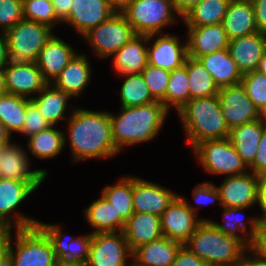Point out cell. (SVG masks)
<instances>
[{"instance_id": "17", "label": "cell", "mask_w": 266, "mask_h": 266, "mask_svg": "<svg viewBox=\"0 0 266 266\" xmlns=\"http://www.w3.org/2000/svg\"><path fill=\"white\" fill-rule=\"evenodd\" d=\"M218 98L228 128L260 119L259 109L249 99L242 83L219 88Z\"/></svg>"}, {"instance_id": "41", "label": "cell", "mask_w": 266, "mask_h": 266, "mask_svg": "<svg viewBox=\"0 0 266 266\" xmlns=\"http://www.w3.org/2000/svg\"><path fill=\"white\" fill-rule=\"evenodd\" d=\"M23 18L55 30L61 23L56 19L51 0H22Z\"/></svg>"}, {"instance_id": "57", "label": "cell", "mask_w": 266, "mask_h": 266, "mask_svg": "<svg viewBox=\"0 0 266 266\" xmlns=\"http://www.w3.org/2000/svg\"><path fill=\"white\" fill-rule=\"evenodd\" d=\"M8 49L5 32L0 31V67H4L5 54Z\"/></svg>"}, {"instance_id": "59", "label": "cell", "mask_w": 266, "mask_h": 266, "mask_svg": "<svg viewBox=\"0 0 266 266\" xmlns=\"http://www.w3.org/2000/svg\"><path fill=\"white\" fill-rule=\"evenodd\" d=\"M256 70L266 76V51L260 59Z\"/></svg>"}, {"instance_id": "39", "label": "cell", "mask_w": 266, "mask_h": 266, "mask_svg": "<svg viewBox=\"0 0 266 266\" xmlns=\"http://www.w3.org/2000/svg\"><path fill=\"white\" fill-rule=\"evenodd\" d=\"M190 100L187 67L183 66L170 71L163 105L171 112L180 110Z\"/></svg>"}, {"instance_id": "7", "label": "cell", "mask_w": 266, "mask_h": 266, "mask_svg": "<svg viewBox=\"0 0 266 266\" xmlns=\"http://www.w3.org/2000/svg\"><path fill=\"white\" fill-rule=\"evenodd\" d=\"M122 14L140 35L168 33L166 28L182 22L172 0H133Z\"/></svg>"}, {"instance_id": "47", "label": "cell", "mask_w": 266, "mask_h": 266, "mask_svg": "<svg viewBox=\"0 0 266 266\" xmlns=\"http://www.w3.org/2000/svg\"><path fill=\"white\" fill-rule=\"evenodd\" d=\"M248 168L258 176L266 174V126L264 127L254 162Z\"/></svg>"}, {"instance_id": "40", "label": "cell", "mask_w": 266, "mask_h": 266, "mask_svg": "<svg viewBox=\"0 0 266 266\" xmlns=\"http://www.w3.org/2000/svg\"><path fill=\"white\" fill-rule=\"evenodd\" d=\"M190 88V100L210 97L218 94L219 88L211 74L196 59L187 58L185 61Z\"/></svg>"}, {"instance_id": "37", "label": "cell", "mask_w": 266, "mask_h": 266, "mask_svg": "<svg viewBox=\"0 0 266 266\" xmlns=\"http://www.w3.org/2000/svg\"><path fill=\"white\" fill-rule=\"evenodd\" d=\"M115 184H106L101 189V195L112 204L116 216L127 221L134 213L132 197V175L125 174L116 180Z\"/></svg>"}, {"instance_id": "23", "label": "cell", "mask_w": 266, "mask_h": 266, "mask_svg": "<svg viewBox=\"0 0 266 266\" xmlns=\"http://www.w3.org/2000/svg\"><path fill=\"white\" fill-rule=\"evenodd\" d=\"M78 52L73 45L54 34L41 49L35 61L43 79L47 83H52Z\"/></svg>"}, {"instance_id": "49", "label": "cell", "mask_w": 266, "mask_h": 266, "mask_svg": "<svg viewBox=\"0 0 266 266\" xmlns=\"http://www.w3.org/2000/svg\"><path fill=\"white\" fill-rule=\"evenodd\" d=\"M13 228L0 225V266H8Z\"/></svg>"}, {"instance_id": "15", "label": "cell", "mask_w": 266, "mask_h": 266, "mask_svg": "<svg viewBox=\"0 0 266 266\" xmlns=\"http://www.w3.org/2000/svg\"><path fill=\"white\" fill-rule=\"evenodd\" d=\"M210 219L199 217L178 195L160 216L161 231L163 236L184 244L203 221Z\"/></svg>"}, {"instance_id": "58", "label": "cell", "mask_w": 266, "mask_h": 266, "mask_svg": "<svg viewBox=\"0 0 266 266\" xmlns=\"http://www.w3.org/2000/svg\"><path fill=\"white\" fill-rule=\"evenodd\" d=\"M13 137L6 131L4 124L0 121V148L8 145Z\"/></svg>"}, {"instance_id": "42", "label": "cell", "mask_w": 266, "mask_h": 266, "mask_svg": "<svg viewBox=\"0 0 266 266\" xmlns=\"http://www.w3.org/2000/svg\"><path fill=\"white\" fill-rule=\"evenodd\" d=\"M179 195L184 199L188 207L198 216L200 214V208L204 206L217 204L219 208L222 207L219 191L213 181L197 183L192 189V197L194 203H196L195 205L190 203V199H187L188 197H185V195H181V193Z\"/></svg>"}, {"instance_id": "61", "label": "cell", "mask_w": 266, "mask_h": 266, "mask_svg": "<svg viewBox=\"0 0 266 266\" xmlns=\"http://www.w3.org/2000/svg\"><path fill=\"white\" fill-rule=\"evenodd\" d=\"M259 117L266 124V103L260 108Z\"/></svg>"}, {"instance_id": "45", "label": "cell", "mask_w": 266, "mask_h": 266, "mask_svg": "<svg viewBox=\"0 0 266 266\" xmlns=\"http://www.w3.org/2000/svg\"><path fill=\"white\" fill-rule=\"evenodd\" d=\"M23 19L22 0H0V31L6 32Z\"/></svg>"}, {"instance_id": "8", "label": "cell", "mask_w": 266, "mask_h": 266, "mask_svg": "<svg viewBox=\"0 0 266 266\" xmlns=\"http://www.w3.org/2000/svg\"><path fill=\"white\" fill-rule=\"evenodd\" d=\"M191 152L203 171L209 175L227 177L249 171L228 137L199 142Z\"/></svg>"}, {"instance_id": "20", "label": "cell", "mask_w": 266, "mask_h": 266, "mask_svg": "<svg viewBox=\"0 0 266 266\" xmlns=\"http://www.w3.org/2000/svg\"><path fill=\"white\" fill-rule=\"evenodd\" d=\"M115 11L107 0H74L68 20L64 25L73 28L76 36L81 38L90 29L109 19Z\"/></svg>"}, {"instance_id": "11", "label": "cell", "mask_w": 266, "mask_h": 266, "mask_svg": "<svg viewBox=\"0 0 266 266\" xmlns=\"http://www.w3.org/2000/svg\"><path fill=\"white\" fill-rule=\"evenodd\" d=\"M38 224L45 230L52 243L58 266H79L87 263L92 242L91 232L67 237L68 233L61 223H45L39 220Z\"/></svg>"}, {"instance_id": "25", "label": "cell", "mask_w": 266, "mask_h": 266, "mask_svg": "<svg viewBox=\"0 0 266 266\" xmlns=\"http://www.w3.org/2000/svg\"><path fill=\"white\" fill-rule=\"evenodd\" d=\"M228 49L242 75L255 71L266 51V34L256 32L231 39Z\"/></svg>"}, {"instance_id": "35", "label": "cell", "mask_w": 266, "mask_h": 266, "mask_svg": "<svg viewBox=\"0 0 266 266\" xmlns=\"http://www.w3.org/2000/svg\"><path fill=\"white\" fill-rule=\"evenodd\" d=\"M231 0H203L182 17L184 27L217 25L223 22Z\"/></svg>"}, {"instance_id": "5", "label": "cell", "mask_w": 266, "mask_h": 266, "mask_svg": "<svg viewBox=\"0 0 266 266\" xmlns=\"http://www.w3.org/2000/svg\"><path fill=\"white\" fill-rule=\"evenodd\" d=\"M13 233L8 266H58L52 243L39 224L14 228Z\"/></svg>"}, {"instance_id": "2", "label": "cell", "mask_w": 266, "mask_h": 266, "mask_svg": "<svg viewBox=\"0 0 266 266\" xmlns=\"http://www.w3.org/2000/svg\"><path fill=\"white\" fill-rule=\"evenodd\" d=\"M109 112L113 142L119 153L127 147L149 143L163 131L170 111L160 101Z\"/></svg>"}, {"instance_id": "53", "label": "cell", "mask_w": 266, "mask_h": 266, "mask_svg": "<svg viewBox=\"0 0 266 266\" xmlns=\"http://www.w3.org/2000/svg\"><path fill=\"white\" fill-rule=\"evenodd\" d=\"M203 0H172L173 5L177 13L183 17L188 11H190L194 6L201 3Z\"/></svg>"}, {"instance_id": "19", "label": "cell", "mask_w": 266, "mask_h": 266, "mask_svg": "<svg viewBox=\"0 0 266 266\" xmlns=\"http://www.w3.org/2000/svg\"><path fill=\"white\" fill-rule=\"evenodd\" d=\"M221 210L223 219L220 223L212 219L209 221L222 233L240 241L248 250L252 249V243L256 239V232L262 219L260 212L258 215L256 213L252 217L251 215L245 217L244 211L250 208L221 207Z\"/></svg>"}, {"instance_id": "29", "label": "cell", "mask_w": 266, "mask_h": 266, "mask_svg": "<svg viewBox=\"0 0 266 266\" xmlns=\"http://www.w3.org/2000/svg\"><path fill=\"white\" fill-rule=\"evenodd\" d=\"M123 233L129 249L136 248L163 236L160 217L149 213L134 212L126 221Z\"/></svg>"}, {"instance_id": "31", "label": "cell", "mask_w": 266, "mask_h": 266, "mask_svg": "<svg viewBox=\"0 0 266 266\" xmlns=\"http://www.w3.org/2000/svg\"><path fill=\"white\" fill-rule=\"evenodd\" d=\"M82 213L85 222L93 229L92 234L123 231L126 224L121 216H116L112 204L101 194L97 200L85 207Z\"/></svg>"}, {"instance_id": "48", "label": "cell", "mask_w": 266, "mask_h": 266, "mask_svg": "<svg viewBox=\"0 0 266 266\" xmlns=\"http://www.w3.org/2000/svg\"><path fill=\"white\" fill-rule=\"evenodd\" d=\"M170 266H207L204 260L182 246Z\"/></svg>"}, {"instance_id": "55", "label": "cell", "mask_w": 266, "mask_h": 266, "mask_svg": "<svg viewBox=\"0 0 266 266\" xmlns=\"http://www.w3.org/2000/svg\"><path fill=\"white\" fill-rule=\"evenodd\" d=\"M258 177H259L261 216H262V219H266V174H261Z\"/></svg>"}, {"instance_id": "60", "label": "cell", "mask_w": 266, "mask_h": 266, "mask_svg": "<svg viewBox=\"0 0 266 266\" xmlns=\"http://www.w3.org/2000/svg\"><path fill=\"white\" fill-rule=\"evenodd\" d=\"M6 92L4 82V67H0V94Z\"/></svg>"}, {"instance_id": "1", "label": "cell", "mask_w": 266, "mask_h": 266, "mask_svg": "<svg viewBox=\"0 0 266 266\" xmlns=\"http://www.w3.org/2000/svg\"><path fill=\"white\" fill-rule=\"evenodd\" d=\"M76 105L63 130L64 143L70 148L72 162L109 160L119 155L112 138L109 111H94Z\"/></svg>"}, {"instance_id": "33", "label": "cell", "mask_w": 266, "mask_h": 266, "mask_svg": "<svg viewBox=\"0 0 266 266\" xmlns=\"http://www.w3.org/2000/svg\"><path fill=\"white\" fill-rule=\"evenodd\" d=\"M265 126L266 124L258 119L234 127L229 132L228 138L231 144L247 167L254 162Z\"/></svg>"}, {"instance_id": "18", "label": "cell", "mask_w": 266, "mask_h": 266, "mask_svg": "<svg viewBox=\"0 0 266 266\" xmlns=\"http://www.w3.org/2000/svg\"><path fill=\"white\" fill-rule=\"evenodd\" d=\"M179 195L158 182L132 175V197L134 212L161 216L170 203Z\"/></svg>"}, {"instance_id": "9", "label": "cell", "mask_w": 266, "mask_h": 266, "mask_svg": "<svg viewBox=\"0 0 266 266\" xmlns=\"http://www.w3.org/2000/svg\"><path fill=\"white\" fill-rule=\"evenodd\" d=\"M43 183L0 178V225L14 229L38 224L39 219L22 213L19 207Z\"/></svg>"}, {"instance_id": "3", "label": "cell", "mask_w": 266, "mask_h": 266, "mask_svg": "<svg viewBox=\"0 0 266 266\" xmlns=\"http://www.w3.org/2000/svg\"><path fill=\"white\" fill-rule=\"evenodd\" d=\"M175 114L179 117L187 140L192 149L205 140L223 139L229 136L218 95L189 100Z\"/></svg>"}, {"instance_id": "46", "label": "cell", "mask_w": 266, "mask_h": 266, "mask_svg": "<svg viewBox=\"0 0 266 266\" xmlns=\"http://www.w3.org/2000/svg\"><path fill=\"white\" fill-rule=\"evenodd\" d=\"M50 126V123L45 120L37 106L31 101L27 105L23 129L19 134L20 136L23 135V137L28 138Z\"/></svg>"}, {"instance_id": "6", "label": "cell", "mask_w": 266, "mask_h": 266, "mask_svg": "<svg viewBox=\"0 0 266 266\" xmlns=\"http://www.w3.org/2000/svg\"><path fill=\"white\" fill-rule=\"evenodd\" d=\"M46 25L23 19L5 32L8 49L4 67H16L35 62L39 52L54 35Z\"/></svg>"}, {"instance_id": "54", "label": "cell", "mask_w": 266, "mask_h": 266, "mask_svg": "<svg viewBox=\"0 0 266 266\" xmlns=\"http://www.w3.org/2000/svg\"><path fill=\"white\" fill-rule=\"evenodd\" d=\"M241 266H266V259L258 256L249 249L244 256Z\"/></svg>"}, {"instance_id": "52", "label": "cell", "mask_w": 266, "mask_h": 266, "mask_svg": "<svg viewBox=\"0 0 266 266\" xmlns=\"http://www.w3.org/2000/svg\"><path fill=\"white\" fill-rule=\"evenodd\" d=\"M73 1L74 0H51L56 19L61 24H64L68 20Z\"/></svg>"}, {"instance_id": "10", "label": "cell", "mask_w": 266, "mask_h": 266, "mask_svg": "<svg viewBox=\"0 0 266 266\" xmlns=\"http://www.w3.org/2000/svg\"><path fill=\"white\" fill-rule=\"evenodd\" d=\"M135 34L122 13L115 12L109 19L90 29L81 37L98 59H110Z\"/></svg>"}, {"instance_id": "14", "label": "cell", "mask_w": 266, "mask_h": 266, "mask_svg": "<svg viewBox=\"0 0 266 266\" xmlns=\"http://www.w3.org/2000/svg\"><path fill=\"white\" fill-rule=\"evenodd\" d=\"M217 189L222 207H261L259 177L250 170L246 173L227 176L222 179Z\"/></svg>"}, {"instance_id": "4", "label": "cell", "mask_w": 266, "mask_h": 266, "mask_svg": "<svg viewBox=\"0 0 266 266\" xmlns=\"http://www.w3.org/2000/svg\"><path fill=\"white\" fill-rule=\"evenodd\" d=\"M183 246L204 260L207 266H241L248 250L210 221H203Z\"/></svg>"}, {"instance_id": "38", "label": "cell", "mask_w": 266, "mask_h": 266, "mask_svg": "<svg viewBox=\"0 0 266 266\" xmlns=\"http://www.w3.org/2000/svg\"><path fill=\"white\" fill-rule=\"evenodd\" d=\"M122 84L119 88V107H137L155 102L142 74L119 75Z\"/></svg>"}, {"instance_id": "16", "label": "cell", "mask_w": 266, "mask_h": 266, "mask_svg": "<svg viewBox=\"0 0 266 266\" xmlns=\"http://www.w3.org/2000/svg\"><path fill=\"white\" fill-rule=\"evenodd\" d=\"M11 141L0 152V178L24 182H45L49 176L47 169H31V158L26 148ZM31 163V164H30Z\"/></svg>"}, {"instance_id": "24", "label": "cell", "mask_w": 266, "mask_h": 266, "mask_svg": "<svg viewBox=\"0 0 266 266\" xmlns=\"http://www.w3.org/2000/svg\"><path fill=\"white\" fill-rule=\"evenodd\" d=\"M88 58L87 53L78 52L51 84L74 99L83 96L94 75Z\"/></svg>"}, {"instance_id": "13", "label": "cell", "mask_w": 266, "mask_h": 266, "mask_svg": "<svg viewBox=\"0 0 266 266\" xmlns=\"http://www.w3.org/2000/svg\"><path fill=\"white\" fill-rule=\"evenodd\" d=\"M147 56L148 64L154 67L171 71L183 66L188 58L186 35L181 37L172 32L148 35Z\"/></svg>"}, {"instance_id": "36", "label": "cell", "mask_w": 266, "mask_h": 266, "mask_svg": "<svg viewBox=\"0 0 266 266\" xmlns=\"http://www.w3.org/2000/svg\"><path fill=\"white\" fill-rule=\"evenodd\" d=\"M30 102L31 99L12 93L0 94V121L13 138L14 134L19 135L23 129L27 105Z\"/></svg>"}, {"instance_id": "26", "label": "cell", "mask_w": 266, "mask_h": 266, "mask_svg": "<svg viewBox=\"0 0 266 266\" xmlns=\"http://www.w3.org/2000/svg\"><path fill=\"white\" fill-rule=\"evenodd\" d=\"M148 35H134L112 58V69L119 75L139 74L148 64Z\"/></svg>"}, {"instance_id": "30", "label": "cell", "mask_w": 266, "mask_h": 266, "mask_svg": "<svg viewBox=\"0 0 266 266\" xmlns=\"http://www.w3.org/2000/svg\"><path fill=\"white\" fill-rule=\"evenodd\" d=\"M229 40L258 32L251 0H231L223 19Z\"/></svg>"}, {"instance_id": "50", "label": "cell", "mask_w": 266, "mask_h": 266, "mask_svg": "<svg viewBox=\"0 0 266 266\" xmlns=\"http://www.w3.org/2000/svg\"><path fill=\"white\" fill-rule=\"evenodd\" d=\"M255 254L266 259V219H261L256 239L252 243V249Z\"/></svg>"}, {"instance_id": "27", "label": "cell", "mask_w": 266, "mask_h": 266, "mask_svg": "<svg viewBox=\"0 0 266 266\" xmlns=\"http://www.w3.org/2000/svg\"><path fill=\"white\" fill-rule=\"evenodd\" d=\"M71 99L67 93L48 83L31 101L51 126H57L61 121H67L73 113L75 106L71 107Z\"/></svg>"}, {"instance_id": "44", "label": "cell", "mask_w": 266, "mask_h": 266, "mask_svg": "<svg viewBox=\"0 0 266 266\" xmlns=\"http://www.w3.org/2000/svg\"><path fill=\"white\" fill-rule=\"evenodd\" d=\"M241 83L249 99L260 110L266 103V76L255 70L243 74Z\"/></svg>"}, {"instance_id": "28", "label": "cell", "mask_w": 266, "mask_h": 266, "mask_svg": "<svg viewBox=\"0 0 266 266\" xmlns=\"http://www.w3.org/2000/svg\"><path fill=\"white\" fill-rule=\"evenodd\" d=\"M183 246L165 236L136 248L132 252V266H170Z\"/></svg>"}, {"instance_id": "56", "label": "cell", "mask_w": 266, "mask_h": 266, "mask_svg": "<svg viewBox=\"0 0 266 266\" xmlns=\"http://www.w3.org/2000/svg\"><path fill=\"white\" fill-rule=\"evenodd\" d=\"M133 0H107L111 8L117 12L122 13V11L132 2Z\"/></svg>"}, {"instance_id": "21", "label": "cell", "mask_w": 266, "mask_h": 266, "mask_svg": "<svg viewBox=\"0 0 266 266\" xmlns=\"http://www.w3.org/2000/svg\"><path fill=\"white\" fill-rule=\"evenodd\" d=\"M4 82L6 92L28 99L34 98L48 84L33 61L16 67H4Z\"/></svg>"}, {"instance_id": "32", "label": "cell", "mask_w": 266, "mask_h": 266, "mask_svg": "<svg viewBox=\"0 0 266 266\" xmlns=\"http://www.w3.org/2000/svg\"><path fill=\"white\" fill-rule=\"evenodd\" d=\"M211 74L218 88L240 83L242 74L232 59L229 49H222L197 59Z\"/></svg>"}, {"instance_id": "51", "label": "cell", "mask_w": 266, "mask_h": 266, "mask_svg": "<svg viewBox=\"0 0 266 266\" xmlns=\"http://www.w3.org/2000/svg\"><path fill=\"white\" fill-rule=\"evenodd\" d=\"M255 10L258 32L266 34V0H251Z\"/></svg>"}, {"instance_id": "43", "label": "cell", "mask_w": 266, "mask_h": 266, "mask_svg": "<svg viewBox=\"0 0 266 266\" xmlns=\"http://www.w3.org/2000/svg\"><path fill=\"white\" fill-rule=\"evenodd\" d=\"M141 74L149 88L151 96L156 101L162 102L165 99L170 71L147 64Z\"/></svg>"}, {"instance_id": "12", "label": "cell", "mask_w": 266, "mask_h": 266, "mask_svg": "<svg viewBox=\"0 0 266 266\" xmlns=\"http://www.w3.org/2000/svg\"><path fill=\"white\" fill-rule=\"evenodd\" d=\"M86 265L132 266V252L123 231L92 234L89 259Z\"/></svg>"}, {"instance_id": "34", "label": "cell", "mask_w": 266, "mask_h": 266, "mask_svg": "<svg viewBox=\"0 0 266 266\" xmlns=\"http://www.w3.org/2000/svg\"><path fill=\"white\" fill-rule=\"evenodd\" d=\"M58 126H50L26 138V152L32 154V158L38 160H48L60 155L65 151L64 132L57 128Z\"/></svg>"}, {"instance_id": "22", "label": "cell", "mask_w": 266, "mask_h": 266, "mask_svg": "<svg viewBox=\"0 0 266 266\" xmlns=\"http://www.w3.org/2000/svg\"><path fill=\"white\" fill-rule=\"evenodd\" d=\"M185 28L189 58L197 60L204 55L228 48L229 39L222 23Z\"/></svg>"}]
</instances>
